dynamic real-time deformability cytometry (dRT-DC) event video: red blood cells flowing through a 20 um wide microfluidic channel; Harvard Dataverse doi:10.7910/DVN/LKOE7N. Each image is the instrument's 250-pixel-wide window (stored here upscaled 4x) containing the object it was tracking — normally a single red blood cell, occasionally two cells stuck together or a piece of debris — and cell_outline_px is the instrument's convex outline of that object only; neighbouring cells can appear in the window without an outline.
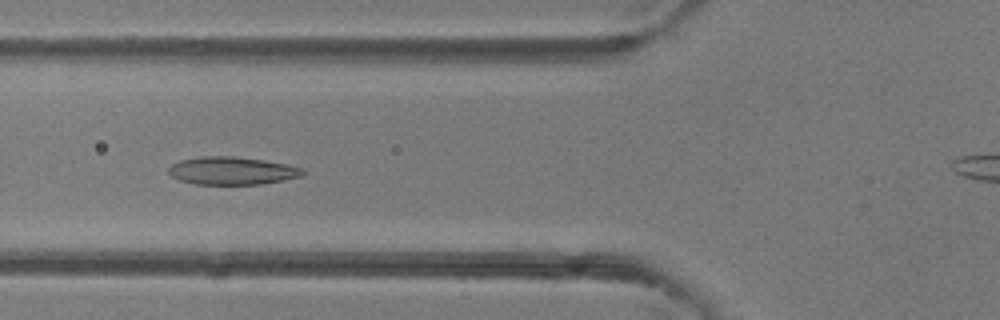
{"species": "common noctule bat (a hibernating species)", "species_latin": "Nyctalus noctula", "temperature_condition": "room temperature", "stored_images_in_passage": 50, "camera_frame_rate_fps": 3000, "um_per_image_px": 0.085, "animal": {"sex": "female"}, "frame": {"image": 1, "passage_image": 19, "time_ms": 6.0, "image_size_px": [1000, 320], "cell_outline_px": [[304, 172], [300, 176], [284, 180], [260, 184], [196, 184], [180, 180], [172, 176], [168, 172], [168, 168], [172, 164], [180, 160], [200, 156], [232, 156], [264, 160], [288, 164], [304, 168]], "centroid_in_image_um": [19.72, 14.5], "position_along_channel_um": 106.1, "area_um2": 21.73}}
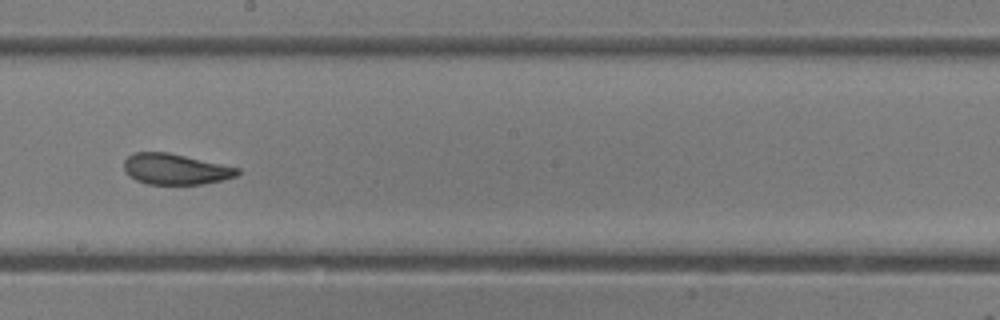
{"frame": {"image": 2, "passage_image": 28, "time_ms": 9.0, "image_size_px": [1000, 320], "cell_outline_px": [[240, 172], [236, 176], [220, 180], [200, 184], [144, 184], [128, 176], [124, 172], [124, 160], [132, 152], [168, 152], [240, 168]], "centroid_in_image_um": [14.85, 14.37], "position_along_channel_um": 233.3, "area_um2": 20.4}}
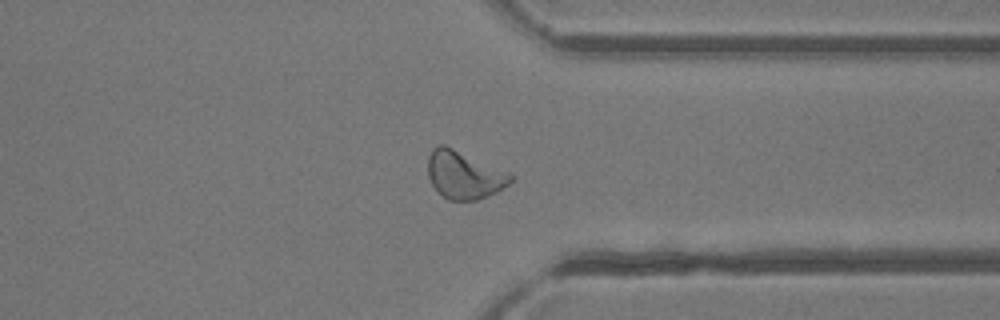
{"frame": {"image": 3, "passage_image": 38, "time_ms": 12.333, "image_size_px": [1000, 320], "cell_outline_px": [[512, 180], [508, 184], [496, 192], [476, 200], [448, 200], [432, 184], [428, 176], [428, 156], [432, 148], [440, 144], [444, 144], [508, 172], [512, 176]], "centroid_in_image_um": [39.42, 14.85], "position_along_channel_um": 372.0, "area_um2": 22.66}, "authors_computed_cell_mechanics": {"area_um2": 22.3397, "velocity_mm_per_s": 4.2284, "shape_relaxation_time_tau1_ms": 9.2377, "shape_relaxation_time_tau2_ms": 1.467, "deformation_change_tau1": 0.223, "deformation_change_tau2": 0.0894}}